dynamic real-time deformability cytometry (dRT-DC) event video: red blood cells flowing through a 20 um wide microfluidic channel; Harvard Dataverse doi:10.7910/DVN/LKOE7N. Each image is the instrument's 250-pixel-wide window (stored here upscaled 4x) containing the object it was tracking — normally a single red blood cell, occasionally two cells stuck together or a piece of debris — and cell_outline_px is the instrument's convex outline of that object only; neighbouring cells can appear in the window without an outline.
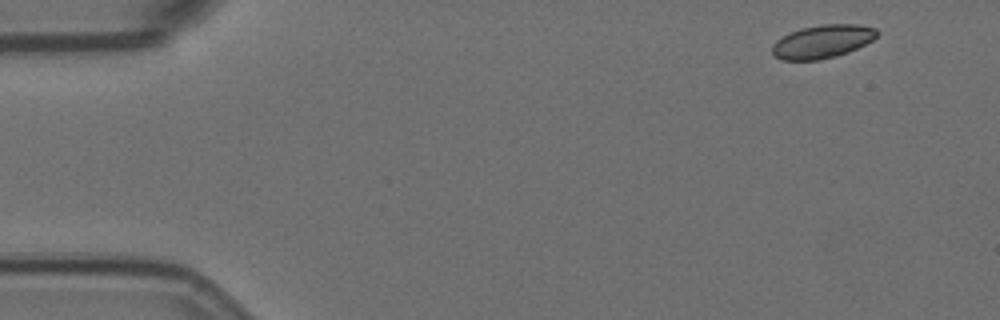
{"species": "Egyptian fruit bat (a non-hibernating species)", "species_latin": "Rousettus aegyptiacus", "temperature_condition": "room temperature", "stored_images_in_passage": 6, "camera_frame_rate_fps": 3000, "um_per_image_px": 0.085, "animal": {"sex": "female"}, "frame": {"image": 1, "passage_image": 1, "time_ms": 0.0, "image_size_px": [1000, 320], "cell_outline_px": [[880, 32], [872, 40], [848, 52], [836, 56], [820, 60], [780, 60], [772, 52], [772, 44], [776, 40], [800, 28], [820, 24], [860, 24], [876, 28]], "centroid_in_image_um": [69.91, 3.52], "position_along_channel_um": 15.1, "area_um2": 20.35}}
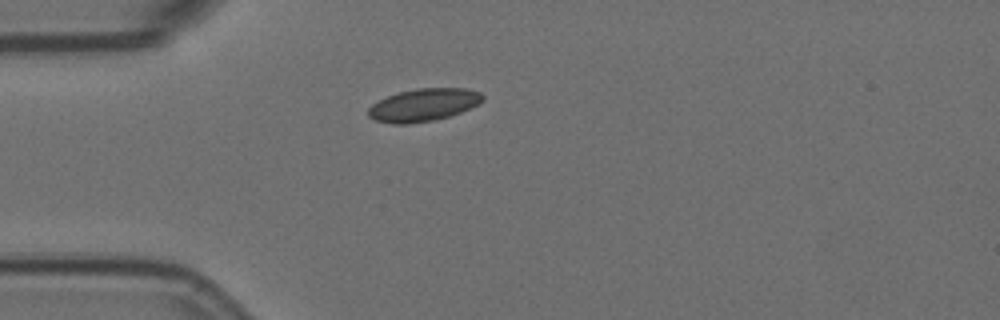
{"frame": {"image": 2, "passage_image": 4, "time_ms": 1.0, "image_size_px": [1000, 320], "cell_outline_px": [[484, 100], [480, 104], [460, 112], [436, 120], [408, 124], [392, 124], [376, 120], [368, 116], [368, 108], [372, 104], [388, 96], [400, 92], [416, 88], [468, 88], [480, 92], [484, 96]], "centroid_in_image_um": [36.03, 8.92], "position_along_channel_um": 49.0, "area_um2": 21.85}}
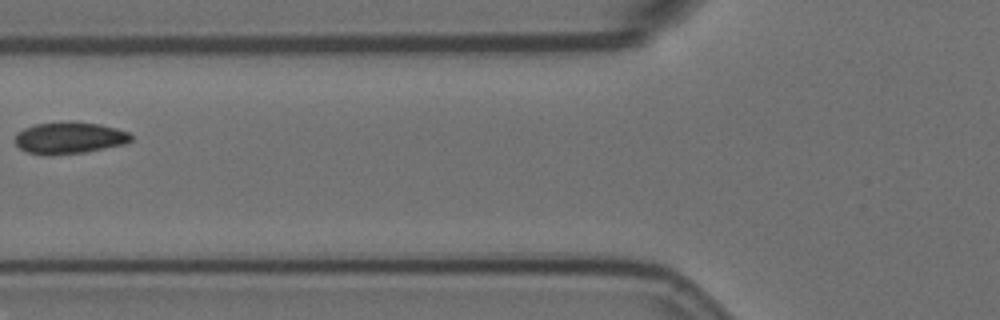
{"frame": {"image": 3, "passage_image": 6, "time_ms": 1.667, "image_size_px": [1000, 320], "cell_outline_px": [[132, 140], [124, 144], [84, 152], [52, 156], [48, 156], [28, 152], [20, 148], [16, 144], [16, 132], [24, 128], [36, 124], [68, 120], [72, 120], [100, 124], [116, 128], [128, 132], [132, 136]], "centroid_in_image_um": [5.88, 11.71], "position_along_channel_um": 119.9, "area_um2": 21.73}}